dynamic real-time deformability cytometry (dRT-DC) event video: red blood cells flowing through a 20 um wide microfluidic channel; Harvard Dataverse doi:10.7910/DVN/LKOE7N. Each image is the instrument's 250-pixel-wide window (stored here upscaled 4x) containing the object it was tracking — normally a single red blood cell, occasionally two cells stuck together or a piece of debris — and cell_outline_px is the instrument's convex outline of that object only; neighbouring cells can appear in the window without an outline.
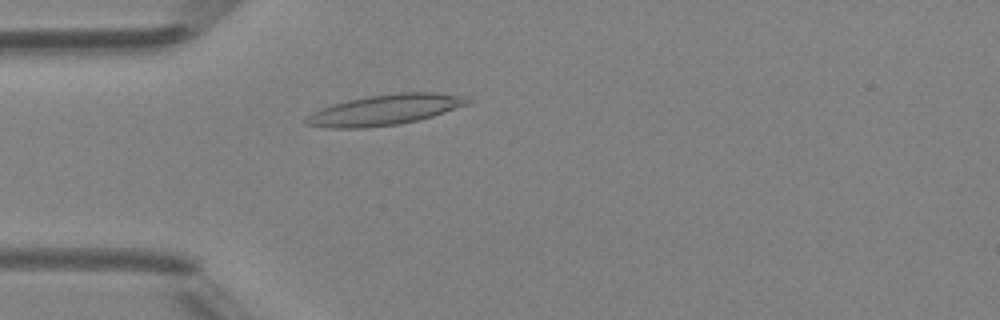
{"species": "Egyptian fruit bat (a non-hibernating species)", "species_latin": "Rousettus aegyptiacus", "temperature_condition": "room temperature", "stored_images_in_passage": 4, "camera_frame_rate_fps": 3000, "um_per_image_px": 0.085, "animal": {"sex": "female"}, "frame": {"image": 1, "passage_image": 4, "time_ms": 4.333, "image_size_px": [1000, 320], "cell_outline_px": [[472, 100], [468, 104], [432, 116], [400, 124], [364, 128], [324, 128], [304, 124], [304, 120], [312, 112], [320, 108], [332, 104], [348, 100], [368, 96], [400, 92], [436, 92], [468, 96]], "centroid_in_image_um": [32.71, 9.33], "position_along_channel_um": 52.3, "area_um2": 28.84}}